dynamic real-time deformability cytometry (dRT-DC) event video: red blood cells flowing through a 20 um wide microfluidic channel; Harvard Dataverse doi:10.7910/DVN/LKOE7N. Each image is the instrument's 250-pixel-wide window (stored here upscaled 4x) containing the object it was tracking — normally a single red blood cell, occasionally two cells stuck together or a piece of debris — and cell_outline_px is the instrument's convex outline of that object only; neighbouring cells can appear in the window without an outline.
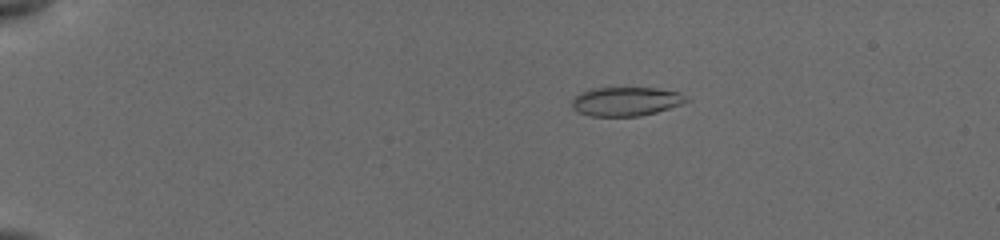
{"species": "common noctule bat (a hibernating species)", "species_latin": "Nyctalus noctula", "temperature_condition": "cold", "stored_images_in_passage": 38, "camera_frame_rate_fps": 3000, "um_per_image_px": 0.085, "animal": {"sex": "female", "body_mass_g": 19.5, "forearm_length_mm": 54.1}, "frame": {"image": 1, "passage_image": 5, "time_ms": 2.333, "image_size_px": [1000, 240], "cell_outline_px": [[692, 100], [656, 112], [640, 116], [592, 116], [580, 112], [572, 108], [572, 100], [580, 92], [588, 88], [656, 88], [680, 92]], "centroid_in_image_um": [53.21, 8.61], "position_along_channel_um": 31.8, "area_um2": 19.31}}
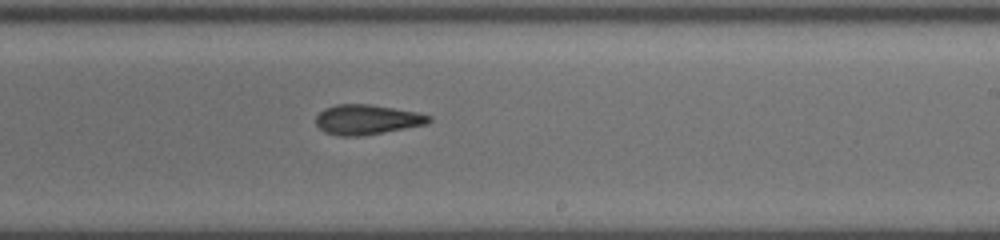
{"frame": {"image": 2, "passage_image": 19, "time_ms": 10.333, "image_size_px": [1000, 240], "cell_outline_px": [[432, 120], [428, 124], [364, 136], [336, 136], [324, 132], [316, 124], [316, 116], [324, 108], [336, 104], [368, 104], [416, 112], [432, 116]], "centroid_in_image_um": [31.18, 10.18], "position_along_channel_um": 257.8, "area_um2": 19.83}}
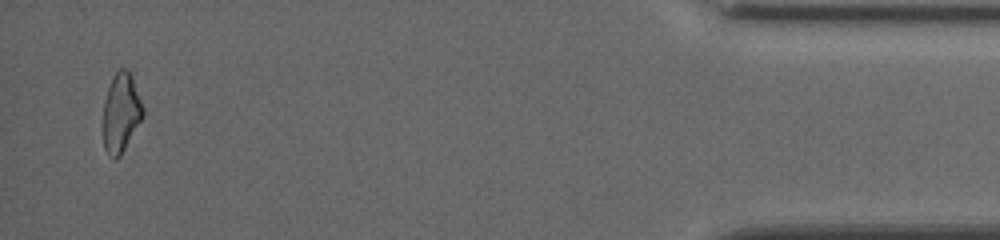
{"frame": {"image": 3, "passage_image": 37, "time_ms": 16.333, "image_size_px": [1000, 240], "cell_outline_px": [[144, 116], [120, 156], [116, 160], [112, 160], [108, 156], [104, 148], [104, 100], [112, 76], [120, 68], [128, 68], [132, 76], [144, 108]], "centroid_in_image_um": [10.3, 9.59], "position_along_channel_um": 424.9, "area_um2": 18.5}, "authors_computed_cell_mechanics": {"area_um2": 19.3052, "velocity_mm_per_s": 3.8966, "shape_relaxation_time_tau1_ms": 5.3266, "shape_relaxation_time_tau2_ms": 4.9917, "deformation_change_tau1": 0.1739, "deformation_change_tau2": 0.1567}}